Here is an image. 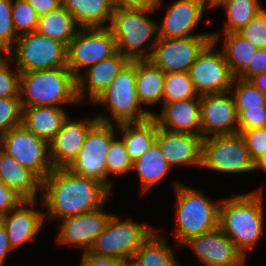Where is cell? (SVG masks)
<instances>
[{"mask_svg":"<svg viewBox=\"0 0 266 266\" xmlns=\"http://www.w3.org/2000/svg\"><path fill=\"white\" fill-rule=\"evenodd\" d=\"M150 13H155V10L113 11L109 28L113 33L117 50L130 60L149 59L152 55V50L145 52L147 49L142 48L154 35H158V24L148 17Z\"/></svg>","mask_w":266,"mask_h":266,"instance_id":"8992f818","label":"cell"},{"mask_svg":"<svg viewBox=\"0 0 266 266\" xmlns=\"http://www.w3.org/2000/svg\"><path fill=\"white\" fill-rule=\"evenodd\" d=\"M0 182L14 190L24 200H36L42 181L0 148Z\"/></svg>","mask_w":266,"mask_h":266,"instance_id":"cb8c5ba5","label":"cell"},{"mask_svg":"<svg viewBox=\"0 0 266 266\" xmlns=\"http://www.w3.org/2000/svg\"><path fill=\"white\" fill-rule=\"evenodd\" d=\"M150 44L149 60L164 73L188 72L202 50L213 40L212 36L186 38H154Z\"/></svg>","mask_w":266,"mask_h":266,"instance_id":"5bb4252c","label":"cell"},{"mask_svg":"<svg viewBox=\"0 0 266 266\" xmlns=\"http://www.w3.org/2000/svg\"><path fill=\"white\" fill-rule=\"evenodd\" d=\"M62 6L81 28L109 27L114 11L111 0H62Z\"/></svg>","mask_w":266,"mask_h":266,"instance_id":"484cf974","label":"cell"},{"mask_svg":"<svg viewBox=\"0 0 266 266\" xmlns=\"http://www.w3.org/2000/svg\"><path fill=\"white\" fill-rule=\"evenodd\" d=\"M91 103L106 106L111 111L112 119L100 113L96 116L103 123L143 122L155 113L140 108L136 90V60H131Z\"/></svg>","mask_w":266,"mask_h":266,"instance_id":"277c9868","label":"cell"},{"mask_svg":"<svg viewBox=\"0 0 266 266\" xmlns=\"http://www.w3.org/2000/svg\"><path fill=\"white\" fill-rule=\"evenodd\" d=\"M39 16L57 9L62 5V0H27Z\"/></svg>","mask_w":266,"mask_h":266,"instance_id":"c3c4849f","label":"cell"},{"mask_svg":"<svg viewBox=\"0 0 266 266\" xmlns=\"http://www.w3.org/2000/svg\"><path fill=\"white\" fill-rule=\"evenodd\" d=\"M79 28L81 27L76 23L72 14L61 5L57 9L39 16L36 31L67 47Z\"/></svg>","mask_w":266,"mask_h":266,"instance_id":"f1b7e54d","label":"cell"},{"mask_svg":"<svg viewBox=\"0 0 266 266\" xmlns=\"http://www.w3.org/2000/svg\"><path fill=\"white\" fill-rule=\"evenodd\" d=\"M45 220H64L98 210L112 193L102 182L80 176L68 168H54L42 181ZM47 218V219H46Z\"/></svg>","mask_w":266,"mask_h":266,"instance_id":"6da1fadb","label":"cell"},{"mask_svg":"<svg viewBox=\"0 0 266 266\" xmlns=\"http://www.w3.org/2000/svg\"><path fill=\"white\" fill-rule=\"evenodd\" d=\"M219 36V32L212 33L213 40L202 50L188 70L199 96L230 91L235 78L223 51H217L215 48Z\"/></svg>","mask_w":266,"mask_h":266,"instance_id":"7c38bea8","label":"cell"},{"mask_svg":"<svg viewBox=\"0 0 266 266\" xmlns=\"http://www.w3.org/2000/svg\"><path fill=\"white\" fill-rule=\"evenodd\" d=\"M133 170V162L125 149L122 140L114 139L111 142L110 149L107 153V188L113 190V182L108 180V176L114 173L117 175L125 174Z\"/></svg>","mask_w":266,"mask_h":266,"instance_id":"d590c367","label":"cell"},{"mask_svg":"<svg viewBox=\"0 0 266 266\" xmlns=\"http://www.w3.org/2000/svg\"><path fill=\"white\" fill-rule=\"evenodd\" d=\"M156 229L134 255L139 266H179L173 249Z\"/></svg>","mask_w":266,"mask_h":266,"instance_id":"4dcf8cb0","label":"cell"},{"mask_svg":"<svg viewBox=\"0 0 266 266\" xmlns=\"http://www.w3.org/2000/svg\"><path fill=\"white\" fill-rule=\"evenodd\" d=\"M155 230L156 228L147 224L142 225L131 219L120 221V217L112 215L89 252L122 260L132 259L139 247Z\"/></svg>","mask_w":266,"mask_h":266,"instance_id":"ba28073f","label":"cell"},{"mask_svg":"<svg viewBox=\"0 0 266 266\" xmlns=\"http://www.w3.org/2000/svg\"><path fill=\"white\" fill-rule=\"evenodd\" d=\"M236 111L238 115V133L243 130L266 127V105Z\"/></svg>","mask_w":266,"mask_h":266,"instance_id":"7bdbcfd3","label":"cell"},{"mask_svg":"<svg viewBox=\"0 0 266 266\" xmlns=\"http://www.w3.org/2000/svg\"><path fill=\"white\" fill-rule=\"evenodd\" d=\"M208 8L206 0H177L168 6L161 25L157 26L159 38H186L212 36V33L194 34ZM193 33V34H192Z\"/></svg>","mask_w":266,"mask_h":266,"instance_id":"e0dca14e","label":"cell"},{"mask_svg":"<svg viewBox=\"0 0 266 266\" xmlns=\"http://www.w3.org/2000/svg\"><path fill=\"white\" fill-rule=\"evenodd\" d=\"M203 137L191 133L170 132L157 129L155 143L171 167L202 166Z\"/></svg>","mask_w":266,"mask_h":266,"instance_id":"d6986e66","label":"cell"},{"mask_svg":"<svg viewBox=\"0 0 266 266\" xmlns=\"http://www.w3.org/2000/svg\"><path fill=\"white\" fill-rule=\"evenodd\" d=\"M251 81L266 95V72L253 77Z\"/></svg>","mask_w":266,"mask_h":266,"instance_id":"f907efd6","label":"cell"},{"mask_svg":"<svg viewBox=\"0 0 266 266\" xmlns=\"http://www.w3.org/2000/svg\"><path fill=\"white\" fill-rule=\"evenodd\" d=\"M104 207L61 220L57 242L81 247L83 252H88L112 216Z\"/></svg>","mask_w":266,"mask_h":266,"instance_id":"ac0fdd59","label":"cell"},{"mask_svg":"<svg viewBox=\"0 0 266 266\" xmlns=\"http://www.w3.org/2000/svg\"><path fill=\"white\" fill-rule=\"evenodd\" d=\"M201 168L228 174L256 171V165L240 133L203 138Z\"/></svg>","mask_w":266,"mask_h":266,"instance_id":"9c48e42d","label":"cell"},{"mask_svg":"<svg viewBox=\"0 0 266 266\" xmlns=\"http://www.w3.org/2000/svg\"><path fill=\"white\" fill-rule=\"evenodd\" d=\"M230 91L200 96L201 136L238 133V115ZM210 133V135H209Z\"/></svg>","mask_w":266,"mask_h":266,"instance_id":"9a60e30c","label":"cell"},{"mask_svg":"<svg viewBox=\"0 0 266 266\" xmlns=\"http://www.w3.org/2000/svg\"><path fill=\"white\" fill-rule=\"evenodd\" d=\"M98 121L67 118L56 136L49 142L50 157L54 168H68L76 159L90 128Z\"/></svg>","mask_w":266,"mask_h":266,"instance_id":"ffe728a7","label":"cell"},{"mask_svg":"<svg viewBox=\"0 0 266 266\" xmlns=\"http://www.w3.org/2000/svg\"><path fill=\"white\" fill-rule=\"evenodd\" d=\"M19 95L22 107L79 103L76 77L67 67L21 73Z\"/></svg>","mask_w":266,"mask_h":266,"instance_id":"3957f363","label":"cell"},{"mask_svg":"<svg viewBox=\"0 0 266 266\" xmlns=\"http://www.w3.org/2000/svg\"><path fill=\"white\" fill-rule=\"evenodd\" d=\"M200 98L188 72L165 73L163 103Z\"/></svg>","mask_w":266,"mask_h":266,"instance_id":"836d02e7","label":"cell"},{"mask_svg":"<svg viewBox=\"0 0 266 266\" xmlns=\"http://www.w3.org/2000/svg\"><path fill=\"white\" fill-rule=\"evenodd\" d=\"M20 97L0 98V135L22 124Z\"/></svg>","mask_w":266,"mask_h":266,"instance_id":"f35d334b","label":"cell"},{"mask_svg":"<svg viewBox=\"0 0 266 266\" xmlns=\"http://www.w3.org/2000/svg\"><path fill=\"white\" fill-rule=\"evenodd\" d=\"M8 54L20 73L67 67V47L37 31L20 35Z\"/></svg>","mask_w":266,"mask_h":266,"instance_id":"52a82bcc","label":"cell"},{"mask_svg":"<svg viewBox=\"0 0 266 266\" xmlns=\"http://www.w3.org/2000/svg\"><path fill=\"white\" fill-rule=\"evenodd\" d=\"M12 19L18 36L36 31L39 15L27 0H12Z\"/></svg>","mask_w":266,"mask_h":266,"instance_id":"8d00e7d4","label":"cell"},{"mask_svg":"<svg viewBox=\"0 0 266 266\" xmlns=\"http://www.w3.org/2000/svg\"><path fill=\"white\" fill-rule=\"evenodd\" d=\"M23 200L14 190L0 182V217L8 214Z\"/></svg>","mask_w":266,"mask_h":266,"instance_id":"f6af8a7d","label":"cell"},{"mask_svg":"<svg viewBox=\"0 0 266 266\" xmlns=\"http://www.w3.org/2000/svg\"><path fill=\"white\" fill-rule=\"evenodd\" d=\"M114 9L158 10L162 0H111Z\"/></svg>","mask_w":266,"mask_h":266,"instance_id":"bcb514c9","label":"cell"},{"mask_svg":"<svg viewBox=\"0 0 266 266\" xmlns=\"http://www.w3.org/2000/svg\"><path fill=\"white\" fill-rule=\"evenodd\" d=\"M116 126L122 132L121 140L132 162L138 160L155 142L158 124L153 117L143 122L121 123Z\"/></svg>","mask_w":266,"mask_h":266,"instance_id":"4316f807","label":"cell"},{"mask_svg":"<svg viewBox=\"0 0 266 266\" xmlns=\"http://www.w3.org/2000/svg\"><path fill=\"white\" fill-rule=\"evenodd\" d=\"M0 148L41 181L54 169L49 142L37 137L22 124L0 135Z\"/></svg>","mask_w":266,"mask_h":266,"instance_id":"30bf717a","label":"cell"},{"mask_svg":"<svg viewBox=\"0 0 266 266\" xmlns=\"http://www.w3.org/2000/svg\"><path fill=\"white\" fill-rule=\"evenodd\" d=\"M219 6L224 7L227 14L224 34L237 33L264 10L259 0H224Z\"/></svg>","mask_w":266,"mask_h":266,"instance_id":"d6a6232c","label":"cell"},{"mask_svg":"<svg viewBox=\"0 0 266 266\" xmlns=\"http://www.w3.org/2000/svg\"><path fill=\"white\" fill-rule=\"evenodd\" d=\"M130 61L131 60L127 56H124L117 50L110 57L88 67L84 73L82 72L76 78L77 98L79 102H82L86 96L90 102H92L111 84L115 77Z\"/></svg>","mask_w":266,"mask_h":266,"instance_id":"7402d4cb","label":"cell"},{"mask_svg":"<svg viewBox=\"0 0 266 266\" xmlns=\"http://www.w3.org/2000/svg\"><path fill=\"white\" fill-rule=\"evenodd\" d=\"M262 188L221 200L219 228L246 258L262 237L264 209Z\"/></svg>","mask_w":266,"mask_h":266,"instance_id":"7a4b0ae2","label":"cell"},{"mask_svg":"<svg viewBox=\"0 0 266 266\" xmlns=\"http://www.w3.org/2000/svg\"><path fill=\"white\" fill-rule=\"evenodd\" d=\"M240 134L244 138L250 157L256 165L266 156V127L243 130Z\"/></svg>","mask_w":266,"mask_h":266,"instance_id":"b9f144b4","label":"cell"},{"mask_svg":"<svg viewBox=\"0 0 266 266\" xmlns=\"http://www.w3.org/2000/svg\"><path fill=\"white\" fill-rule=\"evenodd\" d=\"M36 200H23L8 214L0 217L12 249L36 239L45 222L44 212L34 209Z\"/></svg>","mask_w":266,"mask_h":266,"instance_id":"44dd1931","label":"cell"},{"mask_svg":"<svg viewBox=\"0 0 266 266\" xmlns=\"http://www.w3.org/2000/svg\"><path fill=\"white\" fill-rule=\"evenodd\" d=\"M256 48L266 47V10L261 11L245 27L237 32Z\"/></svg>","mask_w":266,"mask_h":266,"instance_id":"60d3db41","label":"cell"},{"mask_svg":"<svg viewBox=\"0 0 266 266\" xmlns=\"http://www.w3.org/2000/svg\"><path fill=\"white\" fill-rule=\"evenodd\" d=\"M11 57L8 53H0V98L20 97V72L16 68L10 70Z\"/></svg>","mask_w":266,"mask_h":266,"instance_id":"ab89813d","label":"cell"},{"mask_svg":"<svg viewBox=\"0 0 266 266\" xmlns=\"http://www.w3.org/2000/svg\"><path fill=\"white\" fill-rule=\"evenodd\" d=\"M121 266H139V264L135 261L134 258H132V259L122 260Z\"/></svg>","mask_w":266,"mask_h":266,"instance_id":"816d5d0a","label":"cell"},{"mask_svg":"<svg viewBox=\"0 0 266 266\" xmlns=\"http://www.w3.org/2000/svg\"><path fill=\"white\" fill-rule=\"evenodd\" d=\"M165 73L149 59L136 60V90L143 105L163 103Z\"/></svg>","mask_w":266,"mask_h":266,"instance_id":"83f0119b","label":"cell"},{"mask_svg":"<svg viewBox=\"0 0 266 266\" xmlns=\"http://www.w3.org/2000/svg\"><path fill=\"white\" fill-rule=\"evenodd\" d=\"M262 169L266 172V156L256 164V171Z\"/></svg>","mask_w":266,"mask_h":266,"instance_id":"f5cc1de1","label":"cell"},{"mask_svg":"<svg viewBox=\"0 0 266 266\" xmlns=\"http://www.w3.org/2000/svg\"><path fill=\"white\" fill-rule=\"evenodd\" d=\"M222 1H224V0H206V2H207V5H208V8H213V7H216L217 8V5L219 4V3H221Z\"/></svg>","mask_w":266,"mask_h":266,"instance_id":"db71d44e","label":"cell"},{"mask_svg":"<svg viewBox=\"0 0 266 266\" xmlns=\"http://www.w3.org/2000/svg\"><path fill=\"white\" fill-rule=\"evenodd\" d=\"M12 247L10 246L8 235L3 224L0 222V266L3 265L7 255L9 254Z\"/></svg>","mask_w":266,"mask_h":266,"instance_id":"681fc988","label":"cell"},{"mask_svg":"<svg viewBox=\"0 0 266 266\" xmlns=\"http://www.w3.org/2000/svg\"><path fill=\"white\" fill-rule=\"evenodd\" d=\"M183 245L189 246L205 266H243L245 263L244 255L219 227L190 237Z\"/></svg>","mask_w":266,"mask_h":266,"instance_id":"2e32d148","label":"cell"},{"mask_svg":"<svg viewBox=\"0 0 266 266\" xmlns=\"http://www.w3.org/2000/svg\"><path fill=\"white\" fill-rule=\"evenodd\" d=\"M223 53L233 76L239 77L252 61L253 55L257 51L253 44L245 40L238 33L223 34Z\"/></svg>","mask_w":266,"mask_h":266,"instance_id":"1f68e13d","label":"cell"},{"mask_svg":"<svg viewBox=\"0 0 266 266\" xmlns=\"http://www.w3.org/2000/svg\"><path fill=\"white\" fill-rule=\"evenodd\" d=\"M230 93H233L231 96L234 98L236 110L266 105V95L251 80L234 78Z\"/></svg>","mask_w":266,"mask_h":266,"instance_id":"e575fe53","label":"cell"},{"mask_svg":"<svg viewBox=\"0 0 266 266\" xmlns=\"http://www.w3.org/2000/svg\"><path fill=\"white\" fill-rule=\"evenodd\" d=\"M161 109L159 114L152 115L158 127L201 136L200 98L162 103Z\"/></svg>","mask_w":266,"mask_h":266,"instance_id":"603a6c76","label":"cell"},{"mask_svg":"<svg viewBox=\"0 0 266 266\" xmlns=\"http://www.w3.org/2000/svg\"><path fill=\"white\" fill-rule=\"evenodd\" d=\"M266 72V47L258 48L249 62L247 69L239 76L244 80H251L253 77Z\"/></svg>","mask_w":266,"mask_h":266,"instance_id":"ee69618b","label":"cell"},{"mask_svg":"<svg viewBox=\"0 0 266 266\" xmlns=\"http://www.w3.org/2000/svg\"><path fill=\"white\" fill-rule=\"evenodd\" d=\"M18 37L12 19V0H0V52L8 53Z\"/></svg>","mask_w":266,"mask_h":266,"instance_id":"74e56055","label":"cell"},{"mask_svg":"<svg viewBox=\"0 0 266 266\" xmlns=\"http://www.w3.org/2000/svg\"><path fill=\"white\" fill-rule=\"evenodd\" d=\"M116 51V42L109 27L80 28L67 46V68L77 78L81 69L99 63Z\"/></svg>","mask_w":266,"mask_h":266,"instance_id":"4fadbf2b","label":"cell"},{"mask_svg":"<svg viewBox=\"0 0 266 266\" xmlns=\"http://www.w3.org/2000/svg\"><path fill=\"white\" fill-rule=\"evenodd\" d=\"M122 259L112 256H98L88 252L83 253L80 266H121Z\"/></svg>","mask_w":266,"mask_h":266,"instance_id":"7dc6e473","label":"cell"},{"mask_svg":"<svg viewBox=\"0 0 266 266\" xmlns=\"http://www.w3.org/2000/svg\"><path fill=\"white\" fill-rule=\"evenodd\" d=\"M115 125L97 121L88 131L78 156L68 169L107 187V153L117 137Z\"/></svg>","mask_w":266,"mask_h":266,"instance_id":"8fae6325","label":"cell"},{"mask_svg":"<svg viewBox=\"0 0 266 266\" xmlns=\"http://www.w3.org/2000/svg\"><path fill=\"white\" fill-rule=\"evenodd\" d=\"M66 114L63 107H23L22 125L37 137L50 142L68 118Z\"/></svg>","mask_w":266,"mask_h":266,"instance_id":"d4e9b609","label":"cell"},{"mask_svg":"<svg viewBox=\"0 0 266 266\" xmlns=\"http://www.w3.org/2000/svg\"><path fill=\"white\" fill-rule=\"evenodd\" d=\"M177 244H182L190 237L211 232L219 227L220 201L213 202L201 191L187 187L183 183L175 182Z\"/></svg>","mask_w":266,"mask_h":266,"instance_id":"5b68a950","label":"cell"},{"mask_svg":"<svg viewBox=\"0 0 266 266\" xmlns=\"http://www.w3.org/2000/svg\"><path fill=\"white\" fill-rule=\"evenodd\" d=\"M140 176L142 192L150 189L154 184L170 172L172 167L162 155L158 145L154 142L151 147L138 160L133 162V170Z\"/></svg>","mask_w":266,"mask_h":266,"instance_id":"f546056e","label":"cell"}]
</instances>
